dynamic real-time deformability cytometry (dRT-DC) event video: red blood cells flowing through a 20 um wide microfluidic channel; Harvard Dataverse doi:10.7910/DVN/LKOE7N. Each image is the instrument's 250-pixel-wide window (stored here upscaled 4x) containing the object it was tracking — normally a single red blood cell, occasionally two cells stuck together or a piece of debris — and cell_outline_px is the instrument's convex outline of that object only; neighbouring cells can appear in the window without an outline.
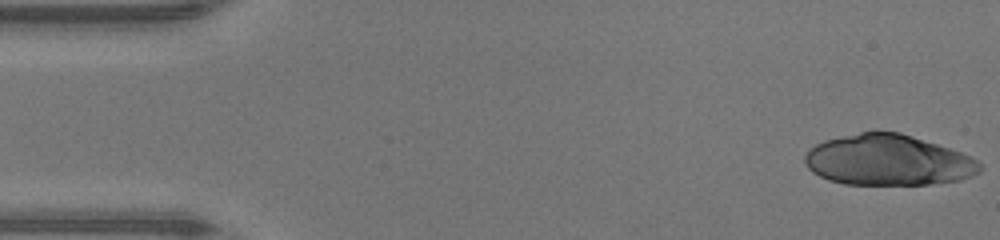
{"species": "human", "species_latin": "Homo sapiens", "temperature_condition": "warm", "stored_images_in_passage": 7, "camera_frame_rate_fps": 3000, "um_per_image_px": 0.085, "donor": {"sex": "male"}, "frame": {"image": 1, "passage_image": 1, "time_ms": 0.0, "image_size_px": [1000, 240], "cell_outline_px": [[984, 168], [980, 172], [972, 176], [960, 180], [928, 184], [844, 184], [828, 180], [812, 172], [804, 164], [804, 156], [808, 148], [824, 140], [876, 128], [900, 132], [972, 156], [980, 160]], "centroid_in_image_um": [75.48, 13.59], "position_along_channel_um": 9.5, "area_um2": 52.54}}